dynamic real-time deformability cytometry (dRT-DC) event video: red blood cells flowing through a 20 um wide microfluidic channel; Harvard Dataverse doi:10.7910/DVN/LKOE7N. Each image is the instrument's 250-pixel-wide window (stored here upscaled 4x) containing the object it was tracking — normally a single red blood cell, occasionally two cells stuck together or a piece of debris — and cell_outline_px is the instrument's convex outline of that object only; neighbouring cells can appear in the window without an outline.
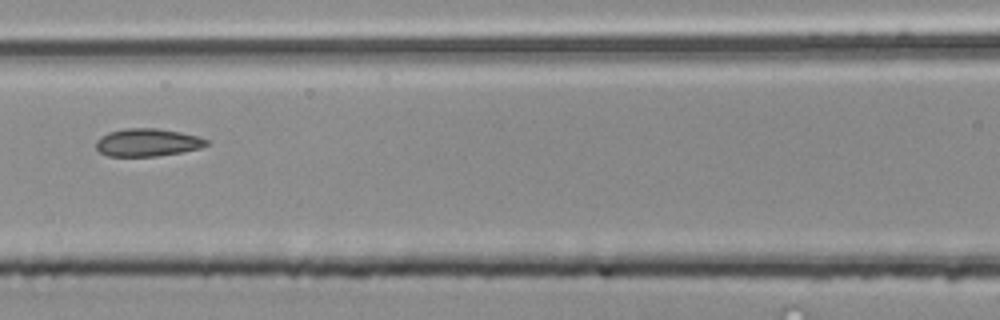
{"species": "common noctule bat (a hibernating species)", "species_latin": "Nyctalus noctula", "temperature_condition": "room temperature", "stored_images_in_passage": 5, "camera_frame_rate_fps": 3000, "um_per_image_px": 0.085, "animal": {"sex": "male", "body_mass_g": 20.4}, "frame": {"image": 1, "passage_image": 5, "time_ms": 1.333, "image_size_px": [1000, 320], "cell_outline_px": [[208, 144], [200, 148], [180, 152], [156, 156], [108, 156], [100, 152], [96, 148], [96, 140], [100, 136], [108, 132], [124, 128], [156, 128], [180, 132], [196, 136], [208, 140]], "centroid_in_image_um": [12.49, 12.1], "position_along_channel_um": 154.1, "area_um2": 17.8}}